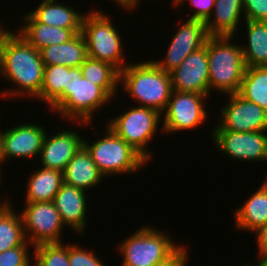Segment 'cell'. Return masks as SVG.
Returning <instances> with one entry per match:
<instances>
[{"mask_svg": "<svg viewBox=\"0 0 267 266\" xmlns=\"http://www.w3.org/2000/svg\"><path fill=\"white\" fill-rule=\"evenodd\" d=\"M60 243H43L33 246V266H70L67 245Z\"/></svg>", "mask_w": 267, "mask_h": 266, "instance_id": "obj_30", "label": "cell"}, {"mask_svg": "<svg viewBox=\"0 0 267 266\" xmlns=\"http://www.w3.org/2000/svg\"><path fill=\"white\" fill-rule=\"evenodd\" d=\"M162 114L149 107H132L110 119L108 126L127 144L139 152L148 162L152 156L147 145L157 131Z\"/></svg>", "mask_w": 267, "mask_h": 266, "instance_id": "obj_8", "label": "cell"}, {"mask_svg": "<svg viewBox=\"0 0 267 266\" xmlns=\"http://www.w3.org/2000/svg\"><path fill=\"white\" fill-rule=\"evenodd\" d=\"M21 210L27 241L36 246L43 243H60L64 223L52 201L26 202Z\"/></svg>", "mask_w": 267, "mask_h": 266, "instance_id": "obj_9", "label": "cell"}, {"mask_svg": "<svg viewBox=\"0 0 267 266\" xmlns=\"http://www.w3.org/2000/svg\"><path fill=\"white\" fill-rule=\"evenodd\" d=\"M70 67L63 65H52L44 67L43 83L40 95L37 99L51 105L67 87L68 70Z\"/></svg>", "mask_w": 267, "mask_h": 266, "instance_id": "obj_29", "label": "cell"}, {"mask_svg": "<svg viewBox=\"0 0 267 266\" xmlns=\"http://www.w3.org/2000/svg\"><path fill=\"white\" fill-rule=\"evenodd\" d=\"M27 182L26 202L53 201L64 183L63 172L41 167L35 170Z\"/></svg>", "mask_w": 267, "mask_h": 266, "instance_id": "obj_24", "label": "cell"}, {"mask_svg": "<svg viewBox=\"0 0 267 266\" xmlns=\"http://www.w3.org/2000/svg\"><path fill=\"white\" fill-rule=\"evenodd\" d=\"M104 138L89 145L83 139V146L91 154L92 160L102 174H130L138 172L148 162L132 146L120 138L108 125Z\"/></svg>", "mask_w": 267, "mask_h": 266, "instance_id": "obj_5", "label": "cell"}, {"mask_svg": "<svg viewBox=\"0 0 267 266\" xmlns=\"http://www.w3.org/2000/svg\"><path fill=\"white\" fill-rule=\"evenodd\" d=\"M263 182L257 191L235 210V227L240 231L243 229L255 233L267 225V178Z\"/></svg>", "mask_w": 267, "mask_h": 266, "instance_id": "obj_23", "label": "cell"}, {"mask_svg": "<svg viewBox=\"0 0 267 266\" xmlns=\"http://www.w3.org/2000/svg\"><path fill=\"white\" fill-rule=\"evenodd\" d=\"M44 67L40 52L20 34L12 33L3 49L0 76H4L18 88L6 89L1 95L7 98L27 95L29 98H37L43 83Z\"/></svg>", "mask_w": 267, "mask_h": 266, "instance_id": "obj_1", "label": "cell"}, {"mask_svg": "<svg viewBox=\"0 0 267 266\" xmlns=\"http://www.w3.org/2000/svg\"><path fill=\"white\" fill-rule=\"evenodd\" d=\"M267 130L252 132H233L213 130L214 144L218 150L230 158L242 161L267 160ZM225 152V153H224Z\"/></svg>", "mask_w": 267, "mask_h": 266, "instance_id": "obj_12", "label": "cell"}, {"mask_svg": "<svg viewBox=\"0 0 267 266\" xmlns=\"http://www.w3.org/2000/svg\"><path fill=\"white\" fill-rule=\"evenodd\" d=\"M40 6L29 14L37 21L49 26L71 29L75 34L81 33L83 13L70 8L56 0H43Z\"/></svg>", "mask_w": 267, "mask_h": 266, "instance_id": "obj_19", "label": "cell"}, {"mask_svg": "<svg viewBox=\"0 0 267 266\" xmlns=\"http://www.w3.org/2000/svg\"><path fill=\"white\" fill-rule=\"evenodd\" d=\"M207 95L172 91L166 110L163 114V132L172 133L197 128L207 119L204 109Z\"/></svg>", "mask_w": 267, "mask_h": 266, "instance_id": "obj_10", "label": "cell"}, {"mask_svg": "<svg viewBox=\"0 0 267 266\" xmlns=\"http://www.w3.org/2000/svg\"><path fill=\"white\" fill-rule=\"evenodd\" d=\"M10 208L0 217V253L17 246H28L21 214Z\"/></svg>", "mask_w": 267, "mask_h": 266, "instance_id": "obj_28", "label": "cell"}, {"mask_svg": "<svg viewBox=\"0 0 267 266\" xmlns=\"http://www.w3.org/2000/svg\"><path fill=\"white\" fill-rule=\"evenodd\" d=\"M82 77L100 86L111 98L119 87V71L109 63L87 57L80 66Z\"/></svg>", "mask_w": 267, "mask_h": 266, "instance_id": "obj_26", "label": "cell"}, {"mask_svg": "<svg viewBox=\"0 0 267 266\" xmlns=\"http://www.w3.org/2000/svg\"><path fill=\"white\" fill-rule=\"evenodd\" d=\"M258 255H267V225L259 228L256 232Z\"/></svg>", "mask_w": 267, "mask_h": 266, "instance_id": "obj_36", "label": "cell"}, {"mask_svg": "<svg viewBox=\"0 0 267 266\" xmlns=\"http://www.w3.org/2000/svg\"><path fill=\"white\" fill-rule=\"evenodd\" d=\"M123 84L125 92L140 103L161 114L166 110L171 97V74L160 69L153 60L131 63L119 72V85Z\"/></svg>", "mask_w": 267, "mask_h": 266, "instance_id": "obj_2", "label": "cell"}, {"mask_svg": "<svg viewBox=\"0 0 267 266\" xmlns=\"http://www.w3.org/2000/svg\"><path fill=\"white\" fill-rule=\"evenodd\" d=\"M86 192L63 183L60 190L54 196L53 203L61 215L65 226L75 230L76 233L83 234L86 227Z\"/></svg>", "mask_w": 267, "mask_h": 266, "instance_id": "obj_17", "label": "cell"}, {"mask_svg": "<svg viewBox=\"0 0 267 266\" xmlns=\"http://www.w3.org/2000/svg\"><path fill=\"white\" fill-rule=\"evenodd\" d=\"M242 12L243 0H215L211 17L205 22L208 35L234 37Z\"/></svg>", "mask_w": 267, "mask_h": 266, "instance_id": "obj_22", "label": "cell"}, {"mask_svg": "<svg viewBox=\"0 0 267 266\" xmlns=\"http://www.w3.org/2000/svg\"><path fill=\"white\" fill-rule=\"evenodd\" d=\"M0 168H1V167H0ZM1 171H2V169H0V181L2 182V180H1V175H2ZM1 182H0V183H1Z\"/></svg>", "mask_w": 267, "mask_h": 266, "instance_id": "obj_42", "label": "cell"}, {"mask_svg": "<svg viewBox=\"0 0 267 266\" xmlns=\"http://www.w3.org/2000/svg\"><path fill=\"white\" fill-rule=\"evenodd\" d=\"M39 52L44 66L80 67L88 57L86 42L81 33L65 43L46 46Z\"/></svg>", "mask_w": 267, "mask_h": 266, "instance_id": "obj_21", "label": "cell"}, {"mask_svg": "<svg viewBox=\"0 0 267 266\" xmlns=\"http://www.w3.org/2000/svg\"><path fill=\"white\" fill-rule=\"evenodd\" d=\"M112 99L100 86L83 78L80 67H72L68 70L67 87L50 108L64 119L89 126L94 112Z\"/></svg>", "mask_w": 267, "mask_h": 266, "instance_id": "obj_3", "label": "cell"}, {"mask_svg": "<svg viewBox=\"0 0 267 266\" xmlns=\"http://www.w3.org/2000/svg\"><path fill=\"white\" fill-rule=\"evenodd\" d=\"M170 74L174 91L210 96L206 46L190 53Z\"/></svg>", "mask_w": 267, "mask_h": 266, "instance_id": "obj_14", "label": "cell"}, {"mask_svg": "<svg viewBox=\"0 0 267 266\" xmlns=\"http://www.w3.org/2000/svg\"><path fill=\"white\" fill-rule=\"evenodd\" d=\"M3 200H0L2 202ZM11 203L7 200L3 201V203H0V217L7 212L11 208Z\"/></svg>", "mask_w": 267, "mask_h": 266, "instance_id": "obj_40", "label": "cell"}, {"mask_svg": "<svg viewBox=\"0 0 267 266\" xmlns=\"http://www.w3.org/2000/svg\"><path fill=\"white\" fill-rule=\"evenodd\" d=\"M12 34V31L4 29L3 25H0V72L2 69L3 49L8 37Z\"/></svg>", "mask_w": 267, "mask_h": 266, "instance_id": "obj_37", "label": "cell"}, {"mask_svg": "<svg viewBox=\"0 0 267 266\" xmlns=\"http://www.w3.org/2000/svg\"><path fill=\"white\" fill-rule=\"evenodd\" d=\"M103 177L104 175L97 168L91 154L84 146L73 156L63 171L64 183L83 191L100 185Z\"/></svg>", "mask_w": 267, "mask_h": 266, "instance_id": "obj_18", "label": "cell"}, {"mask_svg": "<svg viewBox=\"0 0 267 266\" xmlns=\"http://www.w3.org/2000/svg\"><path fill=\"white\" fill-rule=\"evenodd\" d=\"M239 94L267 112V66L247 67Z\"/></svg>", "mask_w": 267, "mask_h": 266, "instance_id": "obj_27", "label": "cell"}, {"mask_svg": "<svg viewBox=\"0 0 267 266\" xmlns=\"http://www.w3.org/2000/svg\"><path fill=\"white\" fill-rule=\"evenodd\" d=\"M233 36H209L207 48L209 87L221 93H239L246 71L242 47L232 44Z\"/></svg>", "mask_w": 267, "mask_h": 266, "instance_id": "obj_4", "label": "cell"}, {"mask_svg": "<svg viewBox=\"0 0 267 266\" xmlns=\"http://www.w3.org/2000/svg\"><path fill=\"white\" fill-rule=\"evenodd\" d=\"M0 129V167L2 168V163H6L4 161L5 157H4V152H3V131Z\"/></svg>", "mask_w": 267, "mask_h": 266, "instance_id": "obj_39", "label": "cell"}, {"mask_svg": "<svg viewBox=\"0 0 267 266\" xmlns=\"http://www.w3.org/2000/svg\"><path fill=\"white\" fill-rule=\"evenodd\" d=\"M188 253V248L181 245V247L169 259L155 266H186L189 256L187 255Z\"/></svg>", "mask_w": 267, "mask_h": 266, "instance_id": "obj_35", "label": "cell"}, {"mask_svg": "<svg viewBox=\"0 0 267 266\" xmlns=\"http://www.w3.org/2000/svg\"><path fill=\"white\" fill-rule=\"evenodd\" d=\"M248 45H241L246 67L267 66V22L245 20Z\"/></svg>", "mask_w": 267, "mask_h": 266, "instance_id": "obj_25", "label": "cell"}, {"mask_svg": "<svg viewBox=\"0 0 267 266\" xmlns=\"http://www.w3.org/2000/svg\"><path fill=\"white\" fill-rule=\"evenodd\" d=\"M68 258L70 266H105L96 254L74 244H68Z\"/></svg>", "mask_w": 267, "mask_h": 266, "instance_id": "obj_31", "label": "cell"}, {"mask_svg": "<svg viewBox=\"0 0 267 266\" xmlns=\"http://www.w3.org/2000/svg\"><path fill=\"white\" fill-rule=\"evenodd\" d=\"M45 134V128L33 123L16 125L3 131L5 160L11 157L19 159L39 156Z\"/></svg>", "mask_w": 267, "mask_h": 266, "instance_id": "obj_16", "label": "cell"}, {"mask_svg": "<svg viewBox=\"0 0 267 266\" xmlns=\"http://www.w3.org/2000/svg\"><path fill=\"white\" fill-rule=\"evenodd\" d=\"M228 103L222 108L221 118L214 130L252 132L267 130V112L239 93L227 94Z\"/></svg>", "mask_w": 267, "mask_h": 266, "instance_id": "obj_11", "label": "cell"}, {"mask_svg": "<svg viewBox=\"0 0 267 266\" xmlns=\"http://www.w3.org/2000/svg\"><path fill=\"white\" fill-rule=\"evenodd\" d=\"M22 19L26 24L21 26L17 32L38 51L46 46L65 43L76 35L71 29L37 22L29 13L25 14Z\"/></svg>", "mask_w": 267, "mask_h": 266, "instance_id": "obj_20", "label": "cell"}, {"mask_svg": "<svg viewBox=\"0 0 267 266\" xmlns=\"http://www.w3.org/2000/svg\"><path fill=\"white\" fill-rule=\"evenodd\" d=\"M29 246H17L0 253V266H33L27 250Z\"/></svg>", "mask_w": 267, "mask_h": 266, "instance_id": "obj_32", "label": "cell"}, {"mask_svg": "<svg viewBox=\"0 0 267 266\" xmlns=\"http://www.w3.org/2000/svg\"><path fill=\"white\" fill-rule=\"evenodd\" d=\"M140 0H114V2H116V4H118L120 7H122L123 9L125 8V10H133L137 7L138 3Z\"/></svg>", "mask_w": 267, "mask_h": 266, "instance_id": "obj_38", "label": "cell"}, {"mask_svg": "<svg viewBox=\"0 0 267 266\" xmlns=\"http://www.w3.org/2000/svg\"><path fill=\"white\" fill-rule=\"evenodd\" d=\"M245 19L267 22V0H243Z\"/></svg>", "mask_w": 267, "mask_h": 266, "instance_id": "obj_33", "label": "cell"}, {"mask_svg": "<svg viewBox=\"0 0 267 266\" xmlns=\"http://www.w3.org/2000/svg\"><path fill=\"white\" fill-rule=\"evenodd\" d=\"M209 38L205 22L196 19L185 21L172 37L165 58L153 62L166 72L173 71L192 52L205 46Z\"/></svg>", "mask_w": 267, "mask_h": 266, "instance_id": "obj_13", "label": "cell"}, {"mask_svg": "<svg viewBox=\"0 0 267 266\" xmlns=\"http://www.w3.org/2000/svg\"><path fill=\"white\" fill-rule=\"evenodd\" d=\"M78 131L62 130L54 136L45 134L40 150L41 167L64 171L68 162L83 146Z\"/></svg>", "mask_w": 267, "mask_h": 266, "instance_id": "obj_15", "label": "cell"}, {"mask_svg": "<svg viewBox=\"0 0 267 266\" xmlns=\"http://www.w3.org/2000/svg\"><path fill=\"white\" fill-rule=\"evenodd\" d=\"M169 235L151 226H143L122 241L118 250L124 261L121 266H155L169 259L181 246Z\"/></svg>", "mask_w": 267, "mask_h": 266, "instance_id": "obj_7", "label": "cell"}, {"mask_svg": "<svg viewBox=\"0 0 267 266\" xmlns=\"http://www.w3.org/2000/svg\"><path fill=\"white\" fill-rule=\"evenodd\" d=\"M97 11L84 14L81 34L83 35L88 57L98 59L114 66L119 72L125 64L121 36L111 23V18Z\"/></svg>", "mask_w": 267, "mask_h": 266, "instance_id": "obj_6", "label": "cell"}, {"mask_svg": "<svg viewBox=\"0 0 267 266\" xmlns=\"http://www.w3.org/2000/svg\"><path fill=\"white\" fill-rule=\"evenodd\" d=\"M190 1L192 6L196 9L194 13L188 17L189 19H196L206 22L209 17H211L213 8H214V1L215 0H186ZM185 0H174L173 5L177 7L178 5H182Z\"/></svg>", "mask_w": 267, "mask_h": 266, "instance_id": "obj_34", "label": "cell"}, {"mask_svg": "<svg viewBox=\"0 0 267 266\" xmlns=\"http://www.w3.org/2000/svg\"><path fill=\"white\" fill-rule=\"evenodd\" d=\"M258 264L256 266H267V255H259Z\"/></svg>", "mask_w": 267, "mask_h": 266, "instance_id": "obj_41", "label": "cell"}]
</instances>
